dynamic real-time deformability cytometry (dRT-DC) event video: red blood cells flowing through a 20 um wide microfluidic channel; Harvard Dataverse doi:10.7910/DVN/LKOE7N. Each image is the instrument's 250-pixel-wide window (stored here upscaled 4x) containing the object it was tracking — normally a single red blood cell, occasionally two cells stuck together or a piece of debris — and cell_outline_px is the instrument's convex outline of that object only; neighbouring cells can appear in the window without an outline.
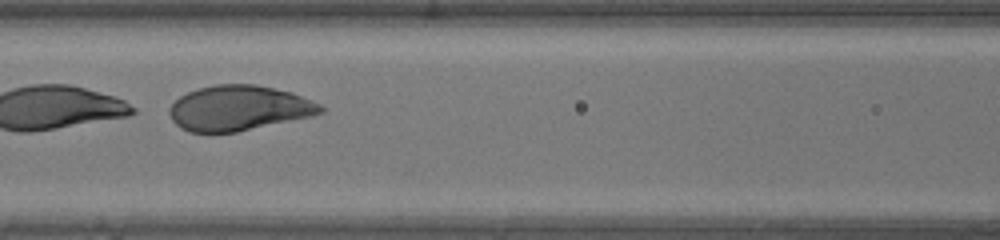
{"species": "human", "species_latin": "Homo sapiens", "temperature_condition": "warm", "stored_images_in_passage": 25, "camera_frame_rate_fps": 3000, "um_per_image_px": 0.085, "donor": {"sex": "male"}, "frame": {"image": 1, "passage_image": 17, "time_ms": 5.333, "image_size_px": [1000, 240], "cell_outline_px": [[324, 112], [312, 116], [236, 132], [188, 132], [180, 128], [172, 120], [168, 112], [168, 108], [180, 96], [188, 92], [200, 88], [216, 84], [256, 84], [292, 92], [320, 104], [324, 108]], "centroid_in_image_um": [20.29, 9.19], "position_along_channel_um": 146.3, "area_um2": 39.71}}
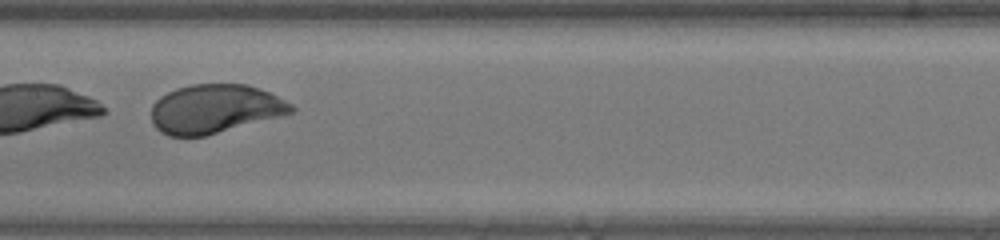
{"frame": {"image": 2, "passage_image": 20, "time_ms": 6.333, "image_size_px": [1000, 240], "cell_outline_px": [[296, 112], [204, 136], [168, 136], [160, 132], [152, 124], [152, 104], [160, 96], [176, 88], [192, 84], [248, 84], [268, 92], [292, 104], [296, 108]], "centroid_in_image_um": [18.25, 9.25], "position_along_channel_um": 189.2, "area_um2": 39.82}}
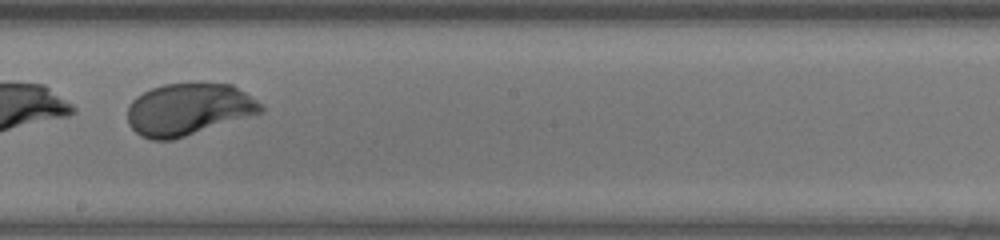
{"frame": {"image": 3, "passage_image": 23, "time_ms": 7.333, "image_size_px": [1000, 240], "cell_outline_px": [[264, 112], [172, 140], [152, 140], [140, 136], [128, 124], [128, 104], [136, 96], [152, 88], [164, 84], [232, 84], [256, 100], [264, 108]], "centroid_in_image_um": [15.99, 9.31], "position_along_channel_um": 232.2, "area_um2": 40.11}}